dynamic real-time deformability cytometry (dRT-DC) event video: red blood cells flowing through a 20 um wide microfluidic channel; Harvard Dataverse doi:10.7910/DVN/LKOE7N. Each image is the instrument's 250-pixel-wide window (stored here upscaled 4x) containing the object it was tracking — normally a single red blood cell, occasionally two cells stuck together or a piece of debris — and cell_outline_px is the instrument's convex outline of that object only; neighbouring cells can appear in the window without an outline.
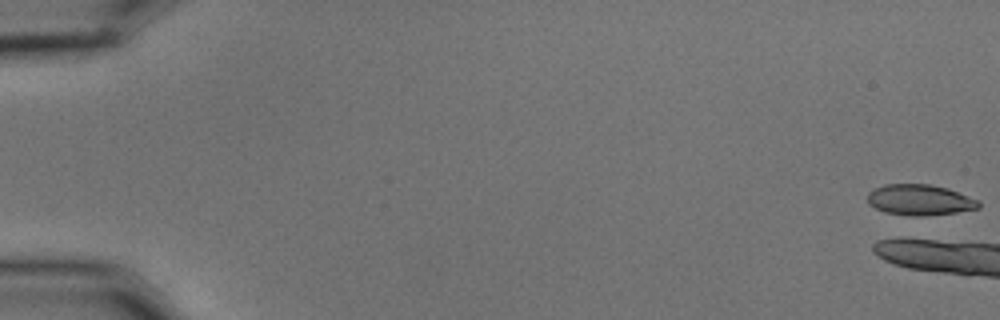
{"species": "common noctule bat (a hibernating species)", "species_latin": "Nyctalus noctula", "temperature_condition": "cold", "stored_images_in_passage": 2, "camera_frame_rate_fps": 3000, "um_per_image_px": 0.085, "animal": {"sex": "male", "body_mass_g": 15.6}, "frame": {"image": 1, "passage_image": 1, "time_ms": 0.0, "image_size_px": [1000, 320], "cell_outline_px": [[980, 208], [956, 212], [924, 216], [912, 216], [884, 212], [868, 204], [868, 192], [884, 184], [928, 184], [948, 188], [980, 200]], "centroid_in_image_um": [78.2, 16.99], "position_along_channel_um": 6.8, "area_um2": 20.0}}